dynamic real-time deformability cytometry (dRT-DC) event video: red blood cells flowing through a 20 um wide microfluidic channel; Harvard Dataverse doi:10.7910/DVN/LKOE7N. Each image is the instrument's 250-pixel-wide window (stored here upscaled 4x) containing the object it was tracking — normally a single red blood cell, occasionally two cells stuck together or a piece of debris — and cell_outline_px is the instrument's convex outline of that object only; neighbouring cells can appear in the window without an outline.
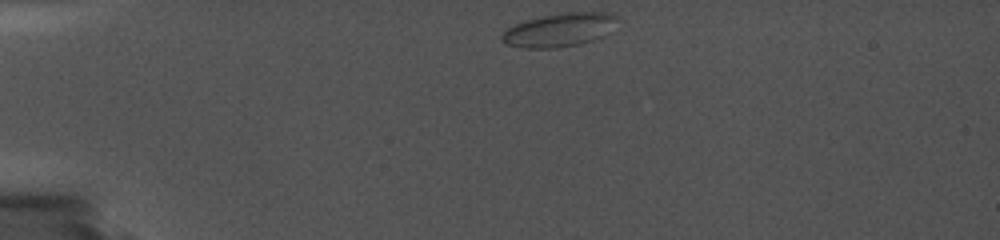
{"species": "common noctule bat (a hibernating species)", "species_latin": "Nyctalus noctula", "temperature_condition": "cold", "stored_images_in_passage": 52, "camera_frame_rate_fps": 5000, "um_per_image_px": 0.085, "animal": {"sex": "female", "body_mass_g": 19.0, "forearm_length_mm": 56.7}, "frame": {"image": 1, "passage_image": 1, "time_ms": 0.0, "image_size_px": [1000, 240], "cell_outline_px": [[616, 20], [604, 36], [580, 44], [556, 48], [524, 48], [508, 44], [500, 40], [500, 36], [508, 28], [516, 24], [528, 20], [544, 16], [568, 12], [612, 12], [616, 16]], "centroid_in_image_um": [47.54, 2.55], "position_along_channel_um": 37.5, "area_um2": 22.2}}
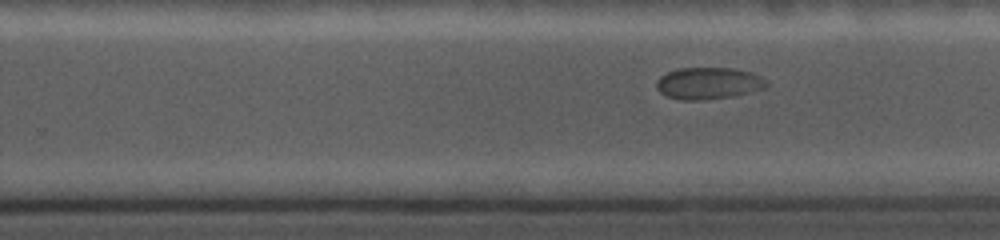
{"frame": {"image": 2, "passage_image": 29, "time_ms": 8.4, "image_size_px": [1000, 240], "cell_outline_px": [[768, 84], [764, 88], [752, 92], [732, 96], [704, 100], [680, 100], [668, 96], [660, 92], [656, 88], [656, 80], [660, 76], [668, 72], [680, 68], [736, 68], [752, 72], [768, 80]], "centroid_in_image_um": [60.24, 7.07], "position_along_channel_um": 269.6, "area_um2": 20.58}}
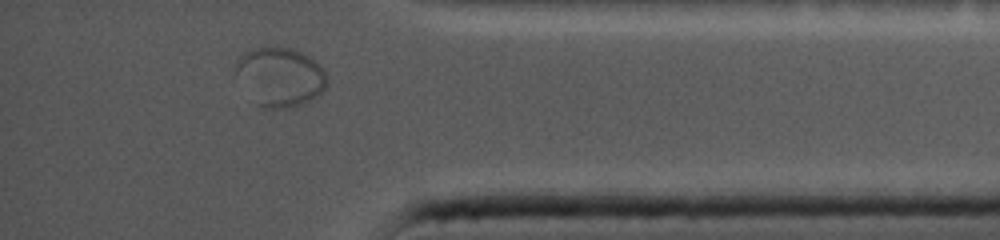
{"frame": {"image": 3, "passage_image": 47, "time_ms": 12.6, "image_size_px": [1000, 240], "cell_outline_px": [[328, 84], [316, 96], [300, 104], [284, 108], [264, 108], [256, 104], [236, 72], [236, 64], [240, 56], [248, 48], [268, 44], [288, 48], [304, 52], [328, 76]], "centroid_in_image_um": [23.79, 6.47], "position_along_channel_um": 411.4, "area_um2": 31.15}}